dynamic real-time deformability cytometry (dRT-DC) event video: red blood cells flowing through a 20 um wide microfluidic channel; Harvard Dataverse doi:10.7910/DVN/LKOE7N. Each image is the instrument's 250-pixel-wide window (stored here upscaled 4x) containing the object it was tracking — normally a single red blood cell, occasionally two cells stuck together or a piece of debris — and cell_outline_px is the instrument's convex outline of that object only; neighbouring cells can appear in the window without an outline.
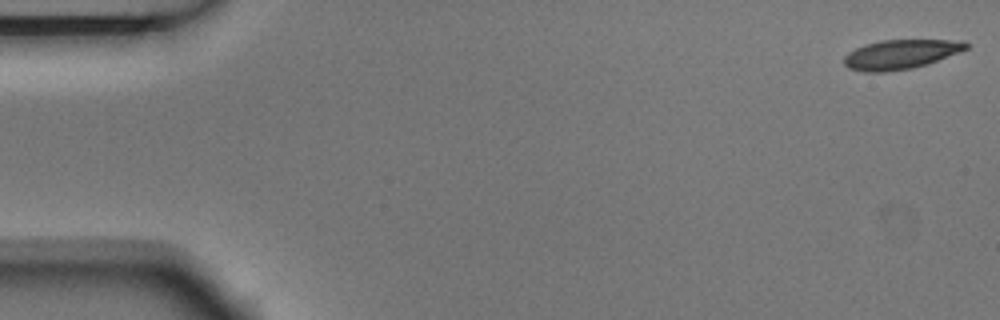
{"species": "Egyptian fruit bat (a non-hibernating species)", "species_latin": "Rousettus aegyptiacus", "temperature_condition": "room temperature", "stored_images_in_passage": 5, "camera_frame_rate_fps": 3000, "um_per_image_px": 0.085, "animal": {"sex": "male"}, "frame": {"image": 1, "passage_image": 1, "time_ms": 0.0, "image_size_px": [1000, 320], "cell_outline_px": [[968, 48], [960, 52], [928, 64], [912, 68], [884, 72], [864, 72], [848, 68], [844, 64], [844, 56], [848, 52], [864, 44], [880, 40], [948, 40], [968, 44]], "centroid_in_image_um": [76.49, 4.63], "position_along_channel_um": 8.5, "area_um2": 20.81}}
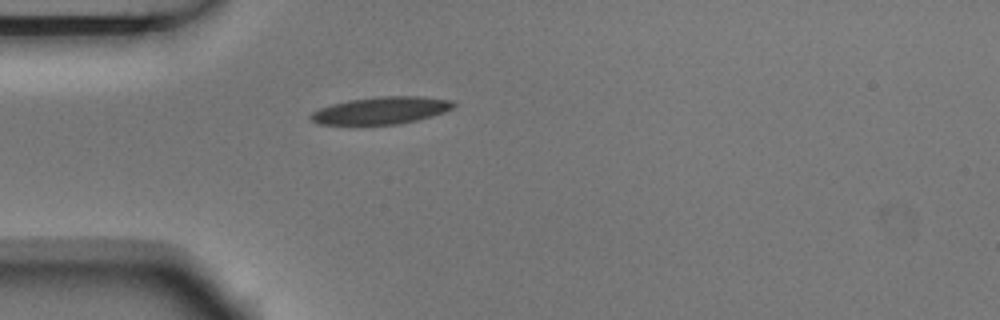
{"frame": {"image": 2, "passage_image": 5, "time_ms": 1.333, "image_size_px": [1000, 320], "cell_outline_px": [[456, 104], [452, 108], [444, 112], [432, 116], [416, 120], [396, 124], [316, 124], [308, 116], [312, 112], [320, 108], [332, 104], [348, 100], [380, 96], [420, 96], [452, 100]], "centroid_in_image_um": [32.39, 9.38], "position_along_channel_um": 52.6, "area_um2": 22.54}}